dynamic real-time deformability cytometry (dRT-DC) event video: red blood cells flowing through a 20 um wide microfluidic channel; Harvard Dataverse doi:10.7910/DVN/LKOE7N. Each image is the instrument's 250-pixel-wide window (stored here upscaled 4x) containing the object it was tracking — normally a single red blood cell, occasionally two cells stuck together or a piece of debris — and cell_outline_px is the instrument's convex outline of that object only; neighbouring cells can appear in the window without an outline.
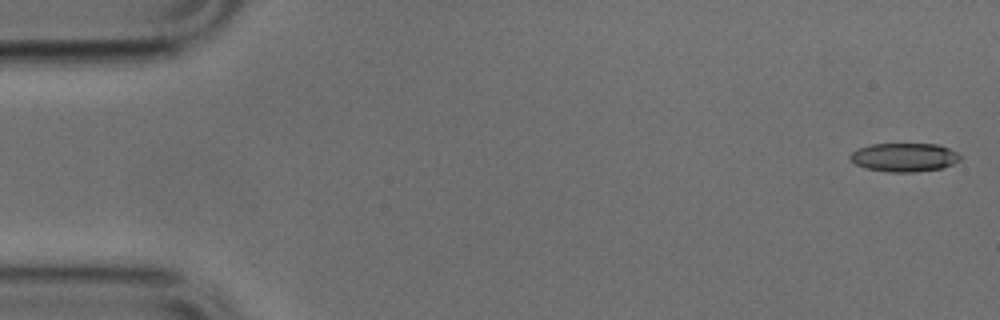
{"species": "common noctule bat (a hibernating species)", "species_latin": "Nyctalus noctula", "temperature_condition": "cold", "stored_images_in_passage": 50, "camera_frame_rate_fps": 3000, "um_per_image_px": 0.085, "animal": {"sex": "male", "body_mass_g": 17.9, "forearm_length_mm": 54.2}, "frame": {"image": 1, "passage_image": 1, "time_ms": 0.0, "image_size_px": [1000, 320], "cell_outline_px": [[960, 160], [944, 168], [916, 172], [888, 172], [864, 168], [856, 164], [848, 156], [852, 152], [860, 148], [872, 144], [940, 144], [956, 152], [960, 156]], "centroid_in_image_um": [76.87, 13.38], "position_along_channel_um": 8.1, "area_um2": 18.38}}
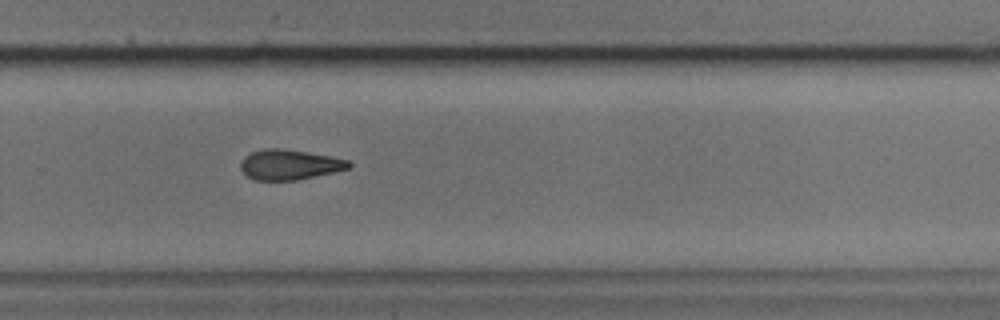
{"frame": {"image": 2, "passage_image": 33, "time_ms": 10.667, "image_size_px": [1000, 320], "cell_outline_px": [[352, 164], [348, 168], [332, 172], [296, 180], [256, 180], [248, 176], [240, 168], [240, 164], [244, 156], [252, 152], [264, 148], [280, 148], [308, 152], [332, 156], [348, 160]], "centroid_in_image_um": [24.59, 13.98], "position_along_channel_um": 305.2, "area_um2": 18.84}}
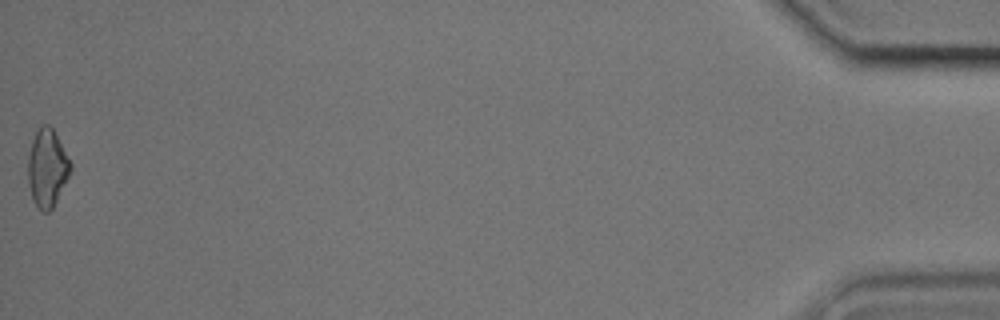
{"frame": {"image": 3, "passage_image": 50, "time_ms": 16.333, "image_size_px": [1000, 320], "cell_outline_px": [[72, 168], [52, 208], [48, 212], [44, 212], [32, 200], [28, 184], [28, 156], [32, 140], [36, 132], [44, 124], [48, 124], [52, 128], [72, 164]], "centroid_in_image_um": [3.99, 14.28], "position_along_channel_um": 431.2, "area_um2": 18.84}}